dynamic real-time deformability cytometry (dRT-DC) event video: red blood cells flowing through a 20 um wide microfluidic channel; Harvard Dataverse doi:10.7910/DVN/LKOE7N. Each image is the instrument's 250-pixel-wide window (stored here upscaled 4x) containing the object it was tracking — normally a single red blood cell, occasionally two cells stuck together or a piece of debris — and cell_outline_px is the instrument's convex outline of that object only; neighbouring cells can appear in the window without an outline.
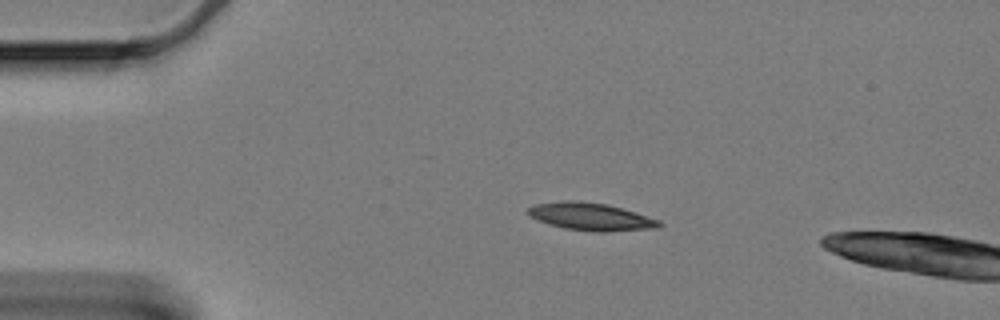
{"species": "Egyptian fruit bat (a non-hibernating species)", "species_latin": "Rousettus aegyptiacus", "temperature_condition": "cold", "stored_images_in_passage": 16, "camera_frame_rate_fps": 3000, "um_per_image_px": 0.085, "animal": {"sex": "female"}, "frame": {"image": 1, "passage_image": 12, "time_ms": 3.667, "image_size_px": [1000, 320], "cell_outline_px": [[664, 224], [660, 228], [604, 232], [596, 232], [564, 228], [548, 224], [536, 220], [528, 212], [528, 208], [536, 204], [560, 200], [576, 200], [608, 204], [636, 212], [660, 220]], "centroid_in_image_um": [50.27, 18.41], "position_along_channel_um": 34.7, "area_um2": 21.33}}